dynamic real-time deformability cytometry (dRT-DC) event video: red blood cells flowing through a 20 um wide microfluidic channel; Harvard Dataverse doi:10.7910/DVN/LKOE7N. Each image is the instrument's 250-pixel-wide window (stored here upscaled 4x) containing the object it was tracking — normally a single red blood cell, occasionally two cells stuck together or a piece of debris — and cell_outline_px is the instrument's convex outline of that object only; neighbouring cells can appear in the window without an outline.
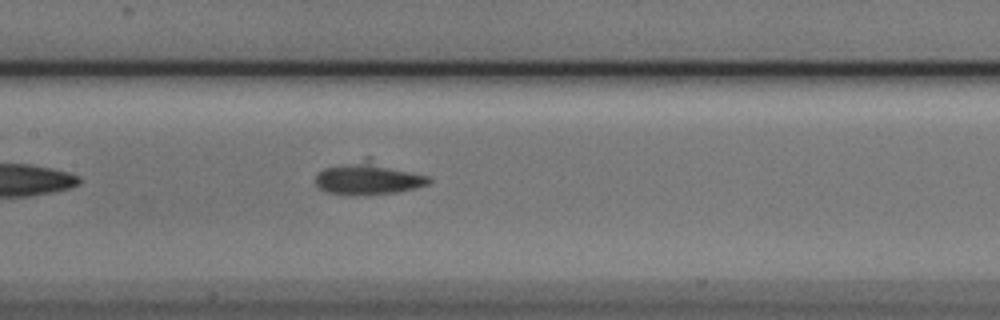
{"species": "Egyptian fruit bat (a non-hibernating species)", "species_latin": "Rousettus aegyptiacus", "temperature_condition": "cold", "stored_images_in_passage": 6, "camera_frame_rate_fps": 3000, "um_per_image_px": 0.085, "animal": {"sex": "male"}, "frame": {"image": 1, "passage_image": 6, "time_ms": 1.667, "image_size_px": [1000, 320], "cell_outline_px": [[432, 180], [428, 184], [416, 188], [396, 192], [344, 196], [324, 192], [316, 188], [316, 176], [324, 168], [364, 156], [368, 156], [428, 176]], "centroid_in_image_um": [31.28, 15.13], "position_along_channel_um": 176.1, "area_um2": 22.37}}